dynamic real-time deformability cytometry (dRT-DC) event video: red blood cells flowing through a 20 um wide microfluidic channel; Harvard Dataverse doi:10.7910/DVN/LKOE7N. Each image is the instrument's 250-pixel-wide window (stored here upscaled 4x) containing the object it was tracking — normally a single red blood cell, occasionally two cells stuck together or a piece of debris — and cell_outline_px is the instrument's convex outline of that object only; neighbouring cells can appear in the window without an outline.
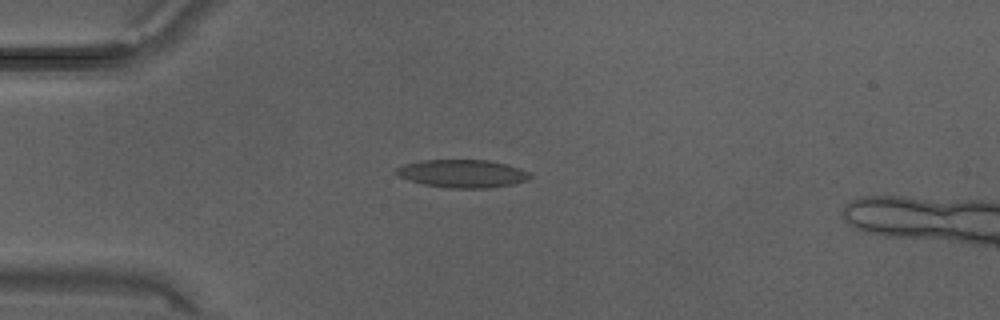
{"species": "Egyptian fruit bat (a non-hibernating species)", "species_latin": "Rousettus aegyptiacus", "temperature_condition": "warm", "stored_images_in_passage": 27, "camera_frame_rate_fps": 3000, "um_per_image_px": 0.085, "animal": {"sex": "male"}, "frame": {"image": 1, "passage_image": 3, "time_ms": 0.667, "image_size_px": [1000, 320], "cell_outline_px": [[532, 176], [528, 180], [512, 184], [492, 188], [448, 188], [424, 184], [408, 180], [400, 176], [396, 172], [396, 168], [404, 164], [420, 160], [488, 160], [520, 168], [528, 172]], "centroid_in_image_um": [39.31, 14.76], "position_along_channel_um": 45.7, "area_um2": 21.73}}
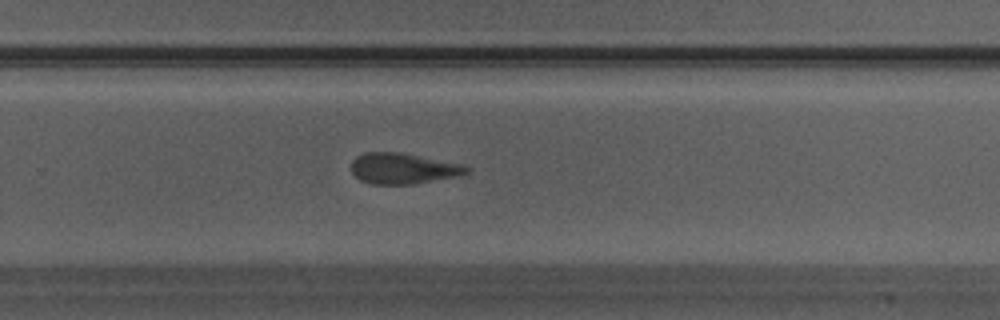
{"frame": {"image": 2, "passage_image": 16, "time_ms": 5.0, "image_size_px": [1000, 320], "cell_outline_px": [[472, 172], [456, 176], [416, 184], [372, 184], [360, 180], [352, 172], [352, 160], [356, 156], [364, 152], [396, 152], [460, 164], [472, 168]], "centroid_in_image_um": [34.25, 14.33], "position_along_channel_um": 295.5, "area_um2": 20.52}}
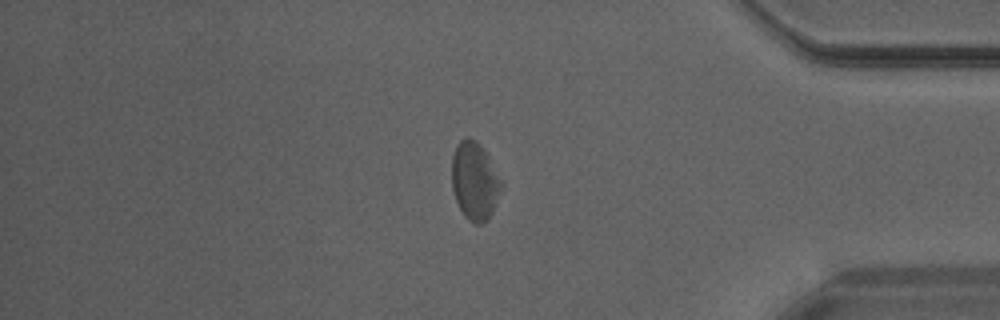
{"frame": {"image": 3, "passage_image": 22, "time_ms": 7.0, "image_size_px": [1000, 320], "cell_outline_px": [[500, 184], [492, 212], [480, 224], [476, 224], [468, 220], [464, 216], [456, 200], [452, 188], [452, 156], [456, 144], [460, 140], [476, 140], [480, 144], [488, 156]], "centroid_in_image_um": [40.27, 15.38], "position_along_channel_um": 394.9, "area_um2": 21.44}}